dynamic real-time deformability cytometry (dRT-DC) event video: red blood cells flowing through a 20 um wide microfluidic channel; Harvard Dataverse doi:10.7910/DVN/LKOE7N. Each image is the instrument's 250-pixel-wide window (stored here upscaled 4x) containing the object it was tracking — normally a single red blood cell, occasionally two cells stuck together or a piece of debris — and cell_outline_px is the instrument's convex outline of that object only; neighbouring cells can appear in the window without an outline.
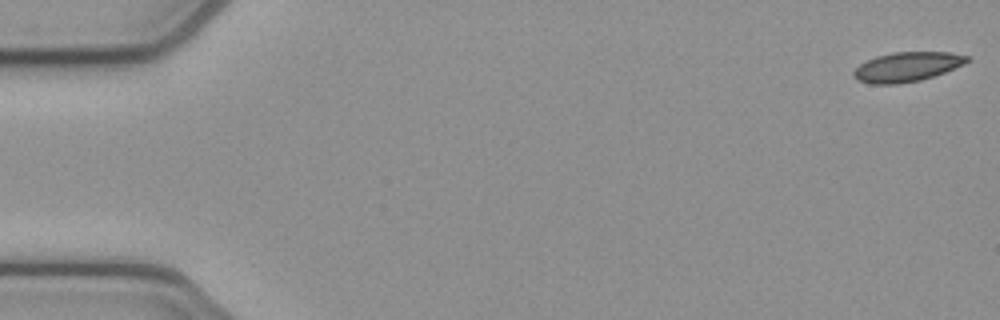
{"species": "common noctule bat (a hibernating species)", "species_latin": "Nyctalus noctula", "temperature_condition": "cold", "stored_images_in_passage": 53, "camera_frame_rate_fps": 3000, "um_per_image_px": 0.085, "animal": {"sex": "female", "body_mass_g": 21.9}, "frame": {"image": 1, "passage_image": 1, "time_ms": 0.0, "image_size_px": [1000, 320], "cell_outline_px": [[972, 60], [964, 64], [944, 72], [920, 80], [900, 84], [868, 84], [856, 80], [852, 76], [852, 72], [860, 64], [876, 56], [892, 52], [948, 52], [968, 56]], "centroid_in_image_um": [77.06, 5.69], "position_along_channel_um": 7.9, "area_um2": 19.59}}
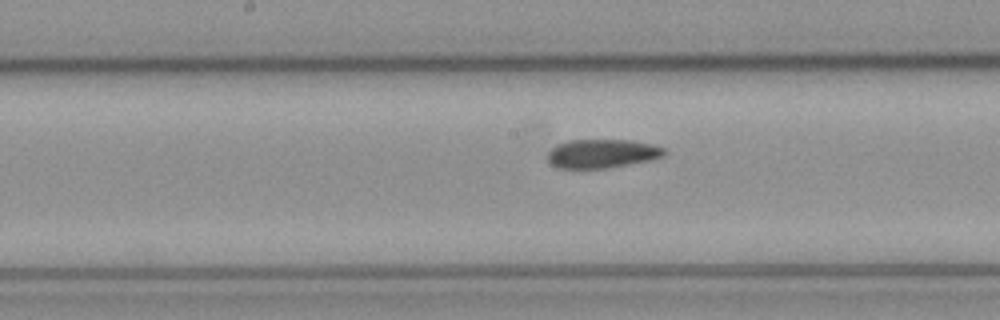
{"frame": {"image": 2, "passage_image": 27, "time_ms": 8.667, "image_size_px": [1000, 320], "cell_outline_px": [[668, 152], [664, 156], [648, 160], [608, 168], [560, 168], [552, 164], [548, 160], [548, 152], [552, 148], [568, 140], [632, 140], [652, 144], [664, 148]], "centroid_in_image_um": [51.21, 13.05], "position_along_channel_um": 197.0, "area_um2": 19.42}}
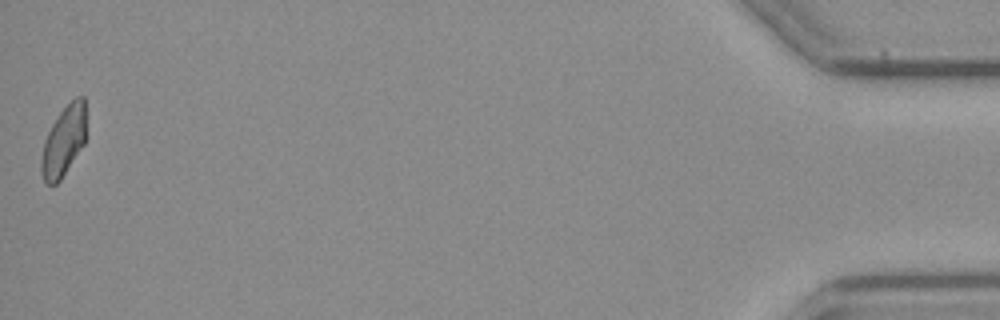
{"frame": {"image": 3, "passage_image": 53, "time_ms": 17.333, "image_size_px": [1000, 320], "cell_outline_px": [[84, 144], [60, 180], [56, 184], [44, 184], [40, 172], [40, 160], [44, 140], [52, 124], [60, 112], [76, 96], [84, 96]], "centroid_in_image_um": [5.36, 12.05], "position_along_channel_um": 429.8, "area_um2": 18.09}}